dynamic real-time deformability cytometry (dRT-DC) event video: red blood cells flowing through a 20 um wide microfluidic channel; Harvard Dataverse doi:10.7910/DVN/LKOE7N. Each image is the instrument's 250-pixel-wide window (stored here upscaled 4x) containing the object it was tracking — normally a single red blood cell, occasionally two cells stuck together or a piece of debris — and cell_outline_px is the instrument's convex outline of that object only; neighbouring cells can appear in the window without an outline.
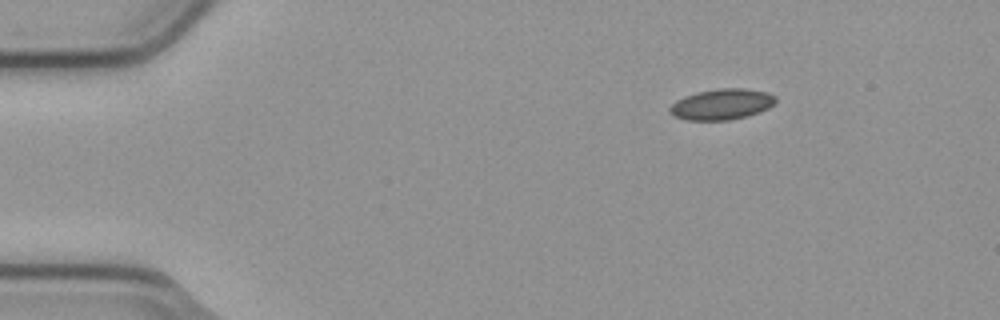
{"species": "common noctule bat (a hibernating species)", "species_latin": "Nyctalus noctula", "temperature_condition": "cold", "stored_images_in_passage": 3, "camera_frame_rate_fps": 3000, "um_per_image_px": 0.085, "animal": {"sex": "male", "body_mass_g": 23.1, "forearm_length_mm": 52.7}, "frame": {"image": 1, "passage_image": 1, "time_ms": 0.0, "image_size_px": [1000, 320], "cell_outline_px": [[776, 100], [768, 108], [760, 112], [728, 120], [684, 120], [668, 112], [668, 108], [676, 100], [684, 96], [696, 92], [716, 88], [744, 88], [768, 92], [776, 96]], "centroid_in_image_um": [61.32, 8.85], "position_along_channel_um": 23.7, "area_um2": 19.07}}
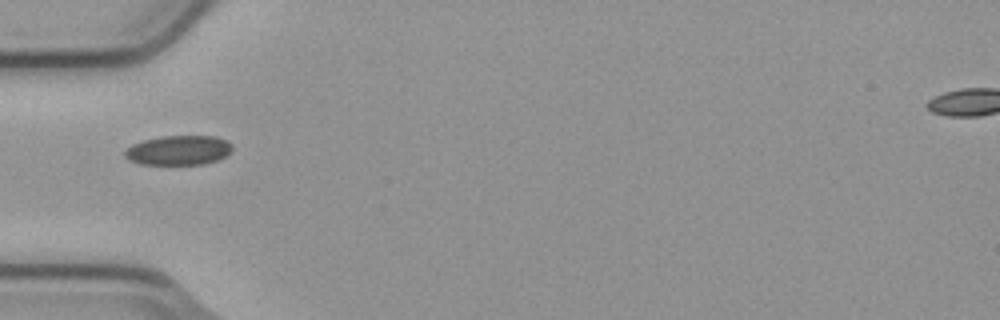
{"frame": {"image": 2, "passage_image": 3, "time_ms": 0.667, "image_size_px": [1000, 320], "cell_outline_px": [[232, 148], [224, 156], [216, 160], [204, 164], [140, 164], [128, 160], [124, 156], [124, 152], [132, 144], [144, 140], [160, 136], [216, 136], [228, 140], [232, 144]], "centroid_in_image_um": [15.16, 12.76], "position_along_channel_um": 69.8, "area_um2": 18.5}}